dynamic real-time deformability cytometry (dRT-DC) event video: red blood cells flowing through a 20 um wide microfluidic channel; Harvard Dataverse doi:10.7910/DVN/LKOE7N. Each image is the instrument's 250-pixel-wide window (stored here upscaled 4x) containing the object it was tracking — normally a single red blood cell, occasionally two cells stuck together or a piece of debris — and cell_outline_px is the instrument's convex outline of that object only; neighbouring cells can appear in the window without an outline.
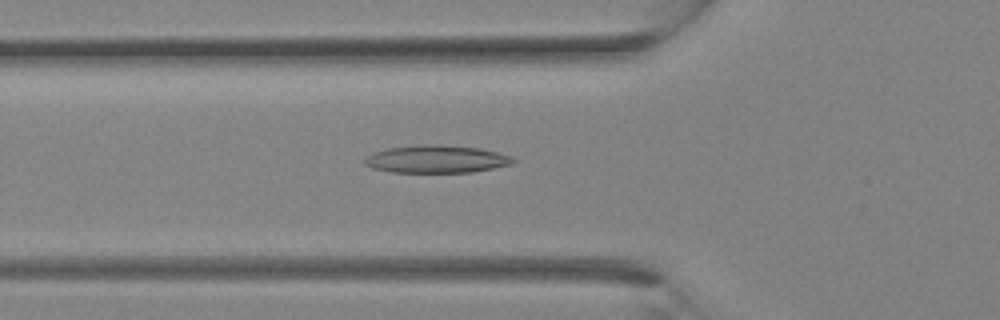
{"species": "Egyptian fruit bat (a non-hibernating species)", "species_latin": "Rousettus aegyptiacus", "temperature_condition": "room temperature", "stored_images_in_passage": 6, "segment_of_instrument_passage": [2, 2], "camera_frame_rate_fps": 3000, "um_per_image_px": 0.085, "animal": {"sex": "female"}, "frame": {"image": 1, "passage_image": 6, "time_ms": 1.667, "image_size_px": [1000, 320], "cell_outline_px": [[516, 160], [512, 164], [472, 172], [392, 172], [372, 168], [364, 164], [364, 156], [372, 152], [388, 148], [420, 144], [440, 144], [480, 148], [512, 156]], "centroid_in_image_um": [37.06, 13.51], "position_along_channel_um": 88.7, "area_um2": 24.1}}